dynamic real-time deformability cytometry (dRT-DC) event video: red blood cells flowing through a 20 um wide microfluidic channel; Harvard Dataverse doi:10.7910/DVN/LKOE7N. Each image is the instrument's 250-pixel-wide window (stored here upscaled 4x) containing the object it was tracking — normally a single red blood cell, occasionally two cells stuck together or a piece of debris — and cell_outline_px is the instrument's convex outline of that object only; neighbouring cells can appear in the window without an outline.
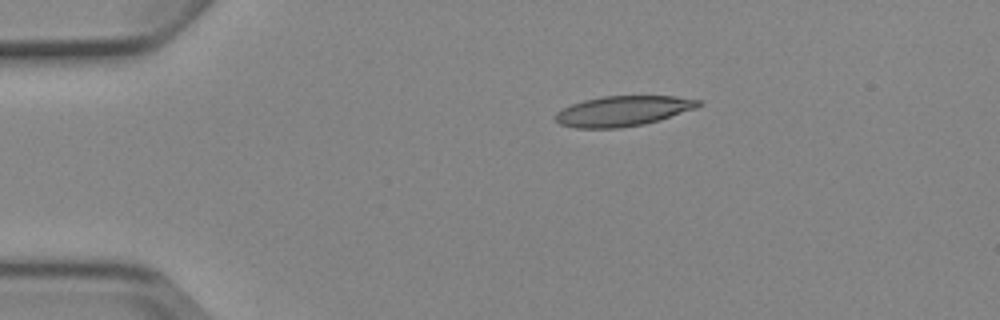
{"species": "Egyptian fruit bat (a non-hibernating species)", "species_latin": "Rousettus aegyptiacus", "temperature_condition": "cold", "stored_images_in_passage": 6, "camera_frame_rate_fps": 3000, "um_per_image_px": 0.085, "animal": {"sex": "female"}, "frame": {"image": 1, "passage_image": 2, "time_ms": 2.0, "image_size_px": [1000, 320], "cell_outline_px": [[704, 104], [696, 108], [660, 120], [644, 124], [620, 128], [576, 128], [560, 124], [556, 120], [556, 112], [572, 104], [584, 100], [604, 96], [676, 96], [704, 100]], "centroid_in_image_um": [53.02, 9.43], "position_along_channel_um": 32.0, "area_um2": 25.26}}
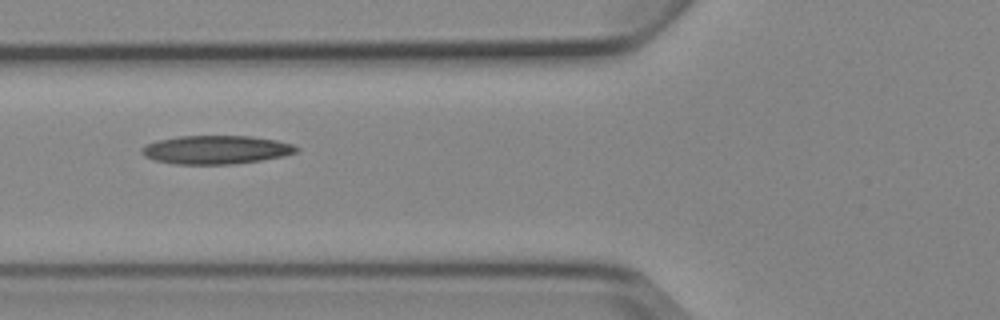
{"frame": {"image": 2, "passage_image": 5, "time_ms": 5.333, "image_size_px": [1000, 320], "cell_outline_px": [[300, 148], [296, 152], [284, 156], [260, 160], [232, 164], [176, 164], [156, 160], [144, 156], [140, 152], [140, 148], [156, 140], [180, 136], [252, 136], [276, 140], [292, 144]], "centroid_in_image_um": [18.36, 12.72], "position_along_channel_um": 107.4, "area_um2": 25.66}}
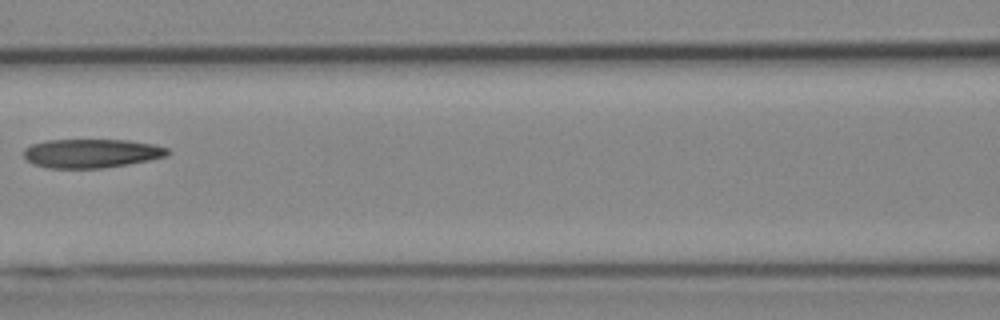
{"frame": {"image": 3, "passage_image": 6, "time_ms": 6.667, "image_size_px": [1000, 320], "cell_outline_px": [[172, 152], [168, 156], [128, 164], [104, 168], [48, 168], [32, 164], [24, 156], [24, 148], [32, 144], [44, 140], [128, 140], [152, 144], [168, 148]], "centroid_in_image_um": [7.78, 13.03], "position_along_channel_um": 158.8, "area_um2": 24.33}}